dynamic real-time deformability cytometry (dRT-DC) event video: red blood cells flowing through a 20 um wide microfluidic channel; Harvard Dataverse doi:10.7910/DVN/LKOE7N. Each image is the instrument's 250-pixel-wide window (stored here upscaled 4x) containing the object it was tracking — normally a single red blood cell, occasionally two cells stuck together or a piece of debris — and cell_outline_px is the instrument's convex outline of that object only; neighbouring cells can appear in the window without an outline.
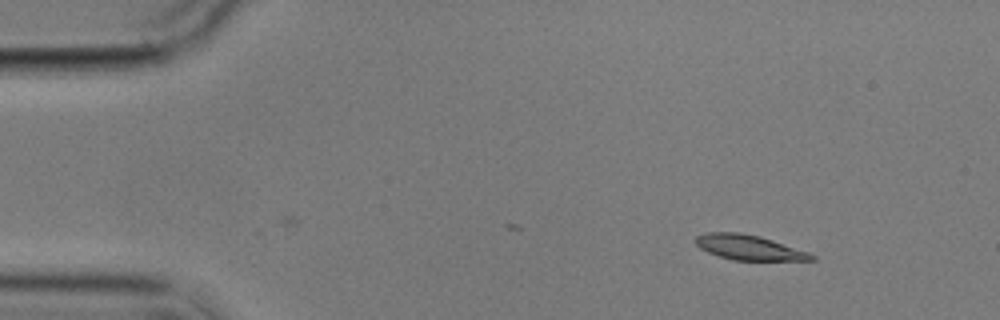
{"species": "common noctule bat (a hibernating species)", "species_latin": "Nyctalus noctula", "temperature_condition": "cold", "stored_images_in_passage": 2, "camera_frame_rate_fps": 3000, "um_per_image_px": 0.085, "animal": {"sex": "male", "body_mass_g": 17.9}, "frame": {"image": 1, "passage_image": 2, "time_ms": 2.0, "image_size_px": [1000, 320], "cell_outline_px": [[816, 260], [732, 260], [708, 252], [700, 248], [696, 244], [696, 236], [708, 232], [740, 232], [760, 236], [808, 252], [816, 256]], "centroid_in_image_um": [63.66, 21.03], "position_along_channel_um": 21.3, "area_um2": 16.7}}